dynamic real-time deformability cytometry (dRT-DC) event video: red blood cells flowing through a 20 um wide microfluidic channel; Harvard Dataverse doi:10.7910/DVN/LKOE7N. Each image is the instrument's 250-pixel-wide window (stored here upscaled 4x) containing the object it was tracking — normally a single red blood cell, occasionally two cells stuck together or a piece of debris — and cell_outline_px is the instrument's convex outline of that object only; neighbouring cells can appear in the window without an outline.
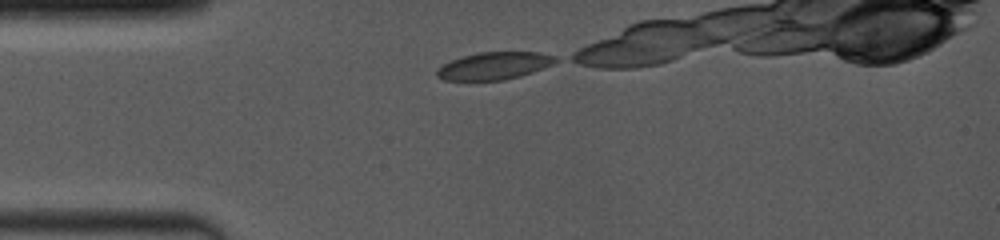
{"species": "common noctule bat (a hibernating species)", "species_latin": "Nyctalus noctula", "temperature_condition": "room temperature", "stored_images_in_passage": 15, "camera_frame_rate_fps": 4000, "um_per_image_px": 0.085, "animal": {"sex": "female", "body_mass_g": 19.0, "forearm_length_mm": 53.3}, "frame": {"image": 1, "passage_image": 1, "time_ms": 0.0, "image_size_px": [1000, 240], "cell_outline_px": [[560, 60], [552, 64], [532, 72], [520, 76], [504, 80], [444, 80], [436, 76], [436, 68], [452, 60], [464, 56], [480, 52], [536, 52], [556, 56]], "centroid_in_image_um": [42.01, 5.59], "position_along_channel_um": 43.0, "area_um2": 18.84}}
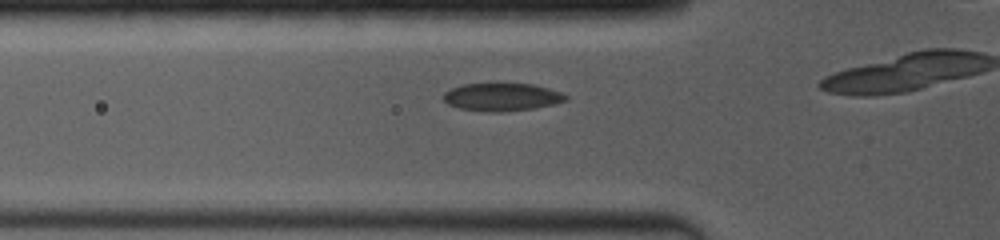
{"frame": {"image": 2, "passage_image": 9, "time_ms": 1.5, "image_size_px": [1000, 240], "cell_outline_px": [[568, 100], [536, 108], [504, 112], [484, 112], [460, 108], [448, 104], [444, 100], [444, 92], [452, 88], [464, 84], [532, 84], [548, 88], [560, 92], [568, 96]], "centroid_in_image_um": [42.67, 8.26], "position_along_channel_um": 83.1, "area_um2": 19.77}}
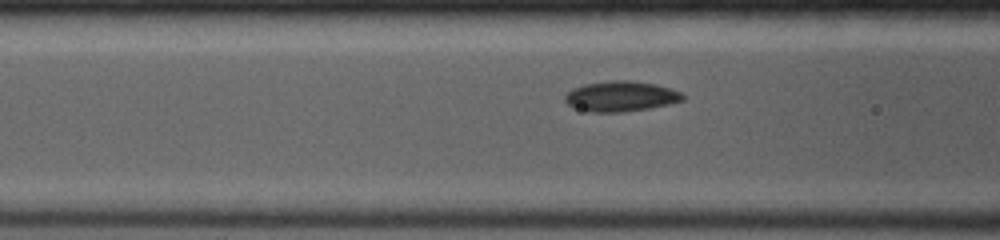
{"frame": {"image": 3, "passage_image": 13, "time_ms": 2.25, "image_size_px": [1000, 240], "cell_outline_px": [[684, 100], [668, 104], [648, 108], [624, 112], [588, 112], [572, 108], [564, 100], [564, 96], [572, 88], [584, 84], [612, 80], [628, 80], [656, 84], [680, 92], [684, 96]], "centroid_in_image_um": [52.71, 8.19], "position_along_channel_um": 113.9, "area_um2": 20.87}}